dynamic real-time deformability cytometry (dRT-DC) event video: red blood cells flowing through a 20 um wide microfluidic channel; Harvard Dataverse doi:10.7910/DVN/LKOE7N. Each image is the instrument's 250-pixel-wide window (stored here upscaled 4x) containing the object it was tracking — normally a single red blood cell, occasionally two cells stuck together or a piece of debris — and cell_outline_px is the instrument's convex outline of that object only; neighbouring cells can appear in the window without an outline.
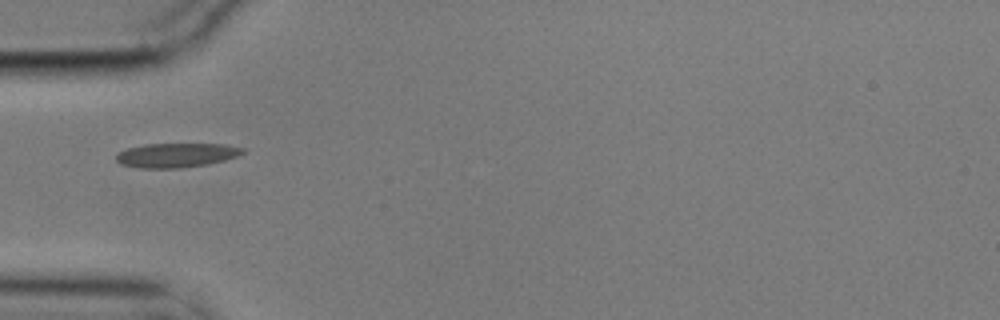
{"species": "common noctule bat (a hibernating species)", "species_latin": "Nyctalus noctula", "temperature_condition": "cold", "stored_images_in_passage": 13, "camera_frame_rate_fps": 3000, "um_per_image_px": 0.085, "animal": {"sex": "male", "body_mass_g": 17.9}, "frame": {"image": 1, "passage_image": 3, "time_ms": 0.667, "image_size_px": [1000, 320], "cell_outline_px": [[248, 148], [240, 156], [208, 164], [180, 168], [140, 168], [120, 164], [116, 160], [116, 156], [120, 152], [128, 148], [144, 144], [224, 144]], "centroid_in_image_um": [15.05, 13.19], "position_along_channel_um": 70.0, "area_um2": 18.03}}
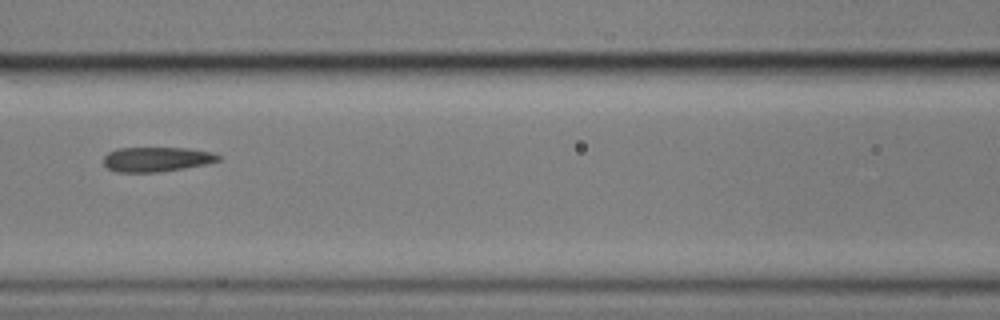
{"frame": {"image": 2, "passage_image": 5, "time_ms": 1.333, "image_size_px": [1000, 320], "cell_outline_px": [[220, 160], [208, 164], [184, 168], [156, 172], [116, 172], [108, 168], [104, 164], [104, 156], [108, 152], [116, 148], [188, 148], [212, 152], [220, 156]], "centroid_in_image_um": [13.31, 13.53], "position_along_channel_um": 153.3, "area_um2": 16.53}}
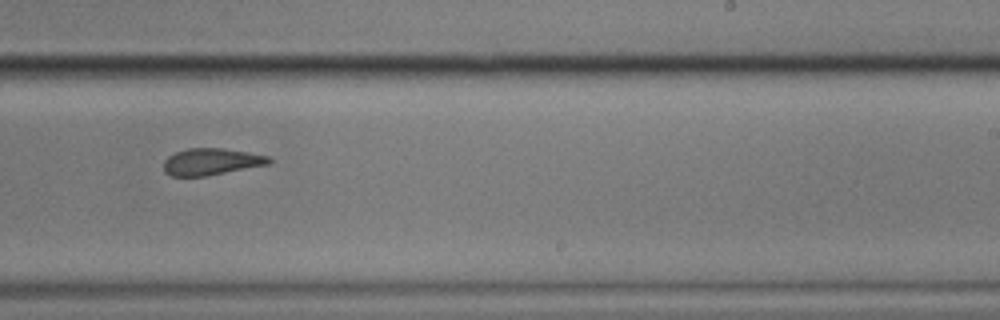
{"frame": {"image": 3, "passage_image": 8, "time_ms": 2.333, "image_size_px": [1000, 320], "cell_outline_px": [[272, 160], [268, 164], [204, 176], [172, 176], [164, 172], [164, 160], [168, 156], [176, 152], [188, 148], [224, 148], [248, 152], [268, 156]], "centroid_in_image_um": [17.93, 13.73], "position_along_channel_um": 271.1, "area_um2": 16.24}}